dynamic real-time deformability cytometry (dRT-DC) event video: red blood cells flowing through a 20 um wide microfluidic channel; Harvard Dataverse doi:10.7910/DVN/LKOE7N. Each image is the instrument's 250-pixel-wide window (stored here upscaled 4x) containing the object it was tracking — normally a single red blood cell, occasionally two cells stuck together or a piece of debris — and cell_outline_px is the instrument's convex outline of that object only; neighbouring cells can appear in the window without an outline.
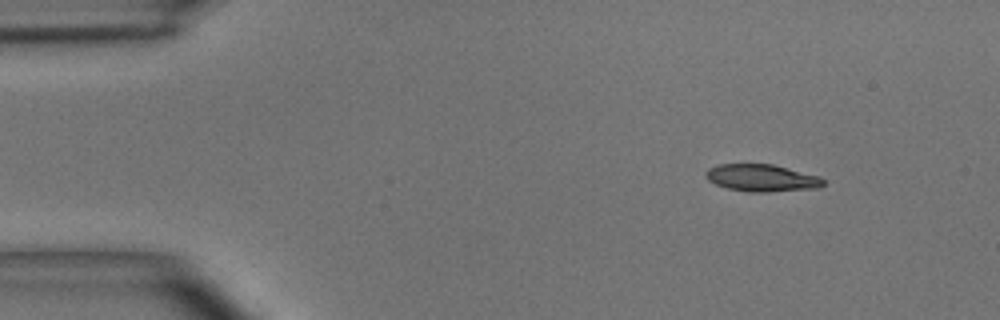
{"species": "common noctule bat (a hibernating species)", "species_latin": "Nyctalus noctula", "temperature_condition": "room temperature", "stored_images_in_passage": 48, "camera_frame_rate_fps": 3000, "um_per_image_px": 0.085, "animal": {"sex": "male", "body_mass_g": 15.6}, "frame": {"image": 1, "passage_image": 5, "time_ms": 1.333, "image_size_px": [1000, 320], "cell_outline_px": [[824, 184], [820, 188], [768, 192], [748, 192], [728, 188], [716, 184], [708, 180], [704, 176], [704, 172], [708, 168], [720, 164], [772, 164], [820, 176], [824, 180]], "centroid_in_image_um": [64.75, 15.13], "position_along_channel_um": 20.3, "area_um2": 18.73}}
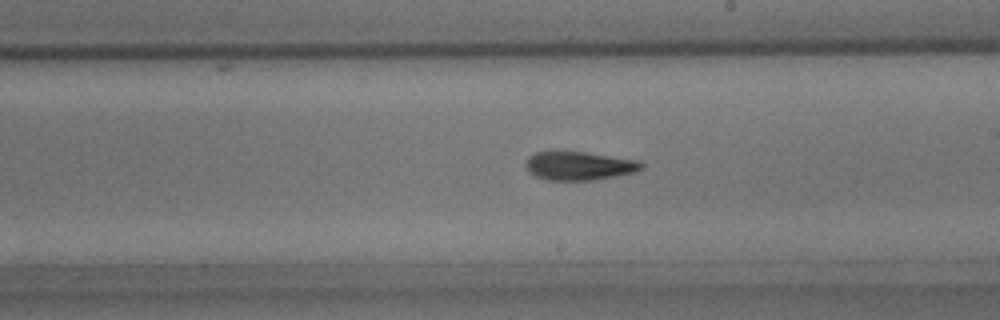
{"frame": {"image": 2, "passage_image": 27, "time_ms": 8.667, "image_size_px": [1000, 320], "cell_outline_px": [[644, 168], [636, 172], [616, 176], [592, 180], [548, 180], [536, 176], [528, 172], [524, 164], [528, 156], [536, 152], [584, 152], [640, 160], [644, 164]], "centroid_in_image_um": [49.25, 14.1], "position_along_channel_um": 239.8, "area_um2": 19.36}}
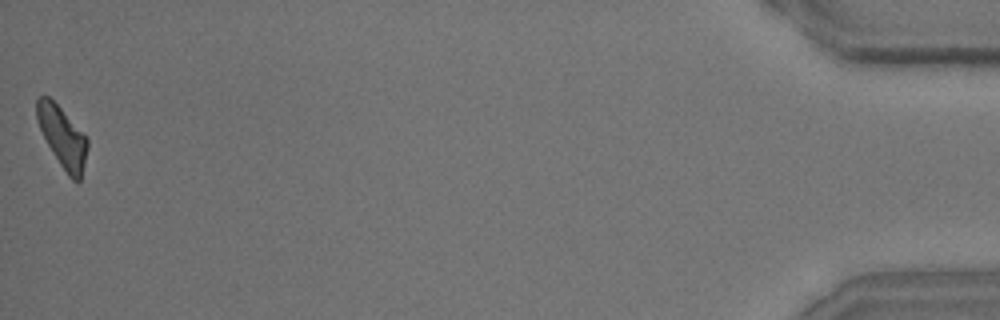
{"frame": {"image": 3, "passage_image": 48, "time_ms": 15.667, "image_size_px": [1000, 320], "cell_outline_px": [[88, 148], [80, 180], [72, 180], [68, 176], [60, 164], [48, 144], [36, 120], [36, 100], [40, 96], [48, 96], [60, 108], [88, 140]], "centroid_in_image_um": [5.29, 11.65], "position_along_channel_um": 429.9, "area_um2": 17.34}, "authors_computed_cell_mechanics": {"area_um2": 18.9584, "velocity_mm_per_s": 4.0645, "shape_relaxation_time_tau1_ms": 6.8545, "shape_relaxation_time_tau2_ms": 3.3891, "deformation_change_tau1": 0.2134, "deformation_change_tau2": 0.1144}}